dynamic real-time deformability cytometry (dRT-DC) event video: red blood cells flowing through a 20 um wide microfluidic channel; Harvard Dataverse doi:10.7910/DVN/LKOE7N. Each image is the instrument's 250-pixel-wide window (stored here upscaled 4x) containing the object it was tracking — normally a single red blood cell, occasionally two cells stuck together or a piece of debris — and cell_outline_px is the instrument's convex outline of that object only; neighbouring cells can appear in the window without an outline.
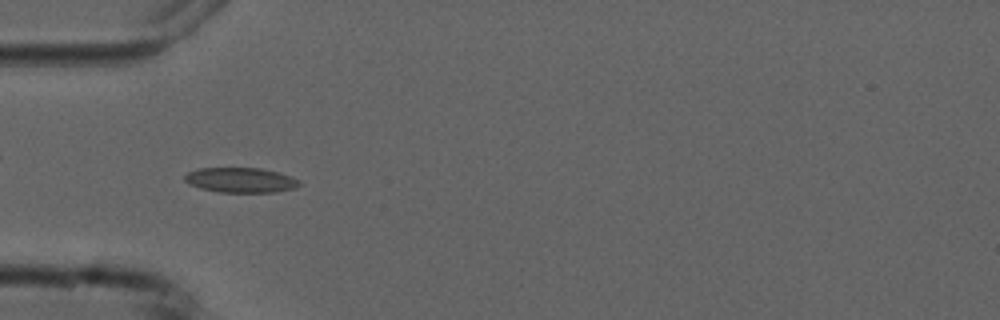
{"species": "common noctule bat (a hibernating species)", "species_latin": "Nyctalus noctula", "temperature_condition": "cold", "stored_images_in_passage": 10, "camera_frame_rate_fps": 3000, "um_per_image_px": 0.085, "animal": {"sex": "male", "forearm_length_mm": 52.5}, "frame": {"image": 1, "passage_image": 5, "time_ms": 5.333, "image_size_px": [1000, 320], "cell_outline_px": [[300, 184], [296, 188], [276, 192], [220, 192], [200, 188], [188, 184], [184, 180], [184, 176], [188, 172], [200, 168], [260, 168], [292, 176], [300, 180]], "centroid_in_image_um": [20.46, 15.31], "position_along_channel_um": 64.5, "area_um2": 16.7}}
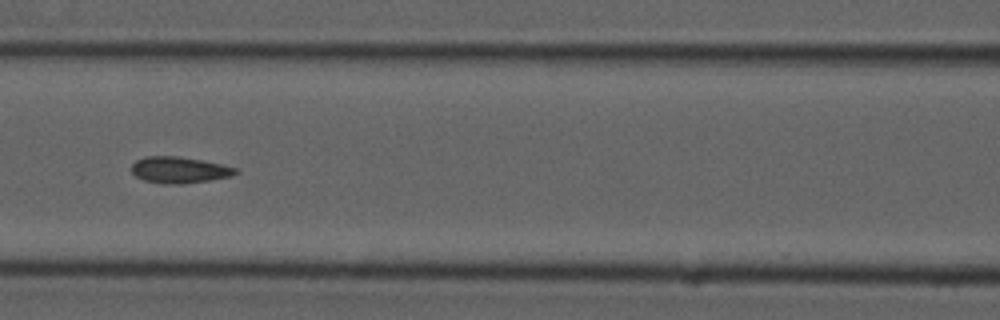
{"frame": {"image": 2, "passage_image": 7, "time_ms": 7.667, "image_size_px": [1000, 320], "cell_outline_px": [[240, 172], [232, 176], [208, 180], [180, 184], [164, 184], [144, 180], [136, 176], [132, 172], [132, 164], [136, 160], [144, 156], [180, 156], [220, 164], [236, 168]], "centroid_in_image_um": [15.23, 14.44], "position_along_channel_um": 151.4, "area_um2": 15.9}}
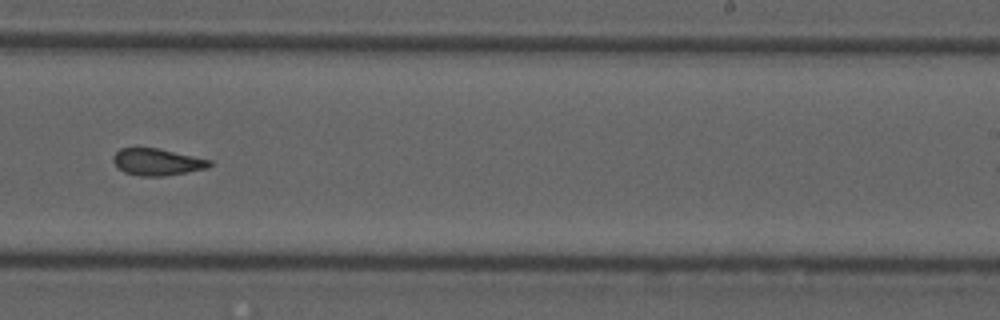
{"frame": {"image": 3, "passage_image": 10, "time_ms": 11.0, "image_size_px": [1000, 320], "cell_outline_px": [[212, 164], [208, 168], [164, 176], [140, 176], [124, 172], [116, 168], [112, 160], [112, 156], [120, 148], [160, 148], [212, 160]], "centroid_in_image_um": [13.34, 13.76], "position_along_channel_um": 275.7, "area_um2": 15.26}}